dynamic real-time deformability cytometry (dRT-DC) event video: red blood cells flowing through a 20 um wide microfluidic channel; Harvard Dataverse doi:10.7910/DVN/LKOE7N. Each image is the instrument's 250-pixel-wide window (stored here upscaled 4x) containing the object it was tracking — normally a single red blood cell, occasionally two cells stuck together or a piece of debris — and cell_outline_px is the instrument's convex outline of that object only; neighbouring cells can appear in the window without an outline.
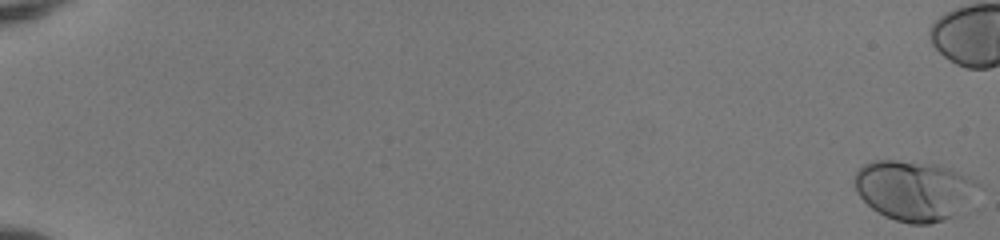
{"species": "human", "species_latin": "Homo sapiens", "temperature_condition": "room temperature", "stored_images_in_passage": 46, "camera_frame_rate_fps": 3000, "um_per_image_px": 0.085, "donor": {"sex": "female"}, "frame": {"image": 1, "passage_image": 1, "time_ms": 0.0, "image_size_px": [1000, 240], "cell_outline_px": [[984, 188], [956, 216], [944, 220], [928, 224], [912, 224], [896, 220], [884, 216], [872, 208], [860, 196], [852, 180], [856, 172], [864, 164], [872, 160], [896, 160], [936, 164], [948, 168], [980, 184]], "centroid_in_image_um": [77.72, 16.19], "position_along_channel_um": 7.3, "area_um2": 43.47}}
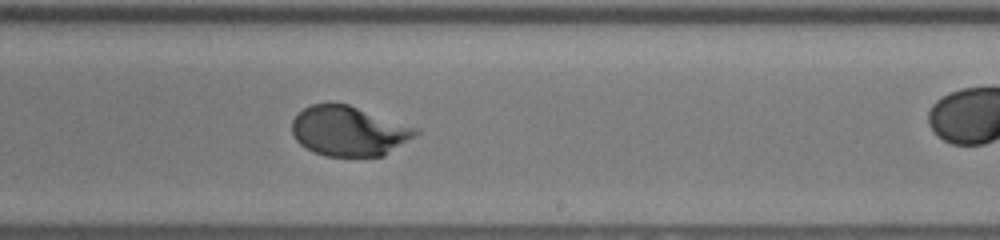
{"frame": {"image": 2, "passage_image": 36, "time_ms": 11.667, "image_size_px": [1000, 240], "cell_outline_px": [[420, 132], [416, 136], [384, 156], [324, 156], [312, 152], [300, 144], [292, 136], [292, 120], [296, 112], [312, 104], [348, 104], [420, 128]], "centroid_in_image_um": [29.66, 11.14], "position_along_channel_um": 259.3, "area_um2": 36.3}}
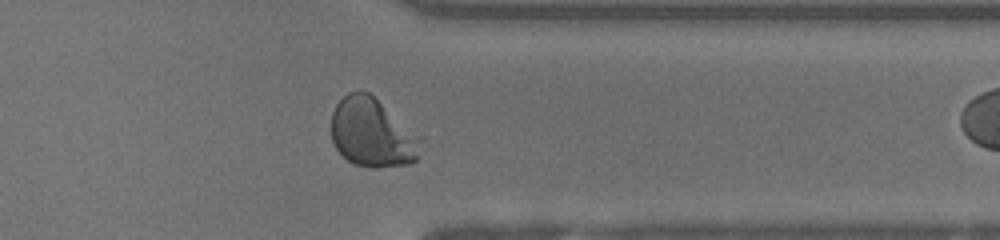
{"frame": {"image": 3, "passage_image": 45, "time_ms": 14.667, "image_size_px": [1000, 240], "cell_outline_px": [[424, 136], [416, 160], [408, 164], [376, 168], [368, 168], [352, 164], [336, 148], [332, 140], [332, 112], [336, 104], [348, 92], [360, 88], [368, 92]], "centroid_in_image_um": [31.68, 11.28], "position_along_channel_um": 379.7, "area_um2": 36.65}}